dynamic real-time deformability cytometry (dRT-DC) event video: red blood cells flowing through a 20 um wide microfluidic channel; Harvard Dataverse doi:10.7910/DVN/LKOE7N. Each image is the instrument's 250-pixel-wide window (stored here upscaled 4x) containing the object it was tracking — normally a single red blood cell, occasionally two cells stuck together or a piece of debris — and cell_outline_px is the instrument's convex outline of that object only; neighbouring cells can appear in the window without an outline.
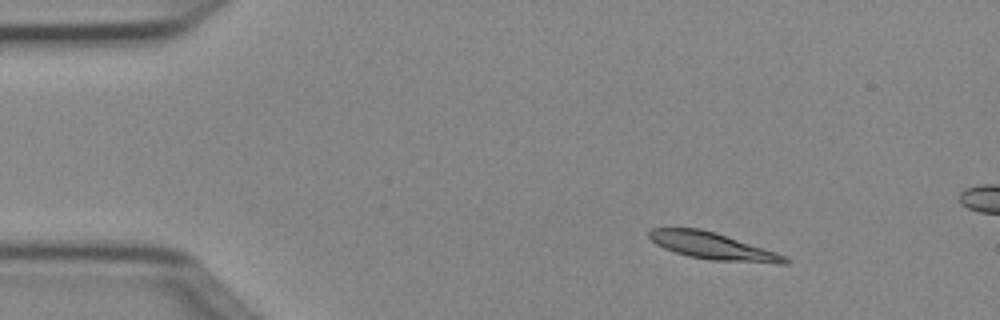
{"species": "Egyptian fruit bat (a non-hibernating species)", "species_latin": "Rousettus aegyptiacus", "temperature_condition": "cold", "stored_images_in_passage": 4, "camera_frame_rate_fps": 3000, "um_per_image_px": 0.085, "animal": {"sex": "female"}, "frame": {"image": 1, "passage_image": 2, "time_ms": 0.333, "image_size_px": [1000, 320], "cell_outline_px": [[792, 260], [788, 264], [776, 264], [712, 260], [688, 256], [664, 248], [656, 244], [648, 236], [648, 232], [652, 228], [700, 228], [716, 232], [788, 256]], "centroid_in_image_um": [60.65, 20.93], "position_along_channel_um": 24.3, "area_um2": 21.44}}